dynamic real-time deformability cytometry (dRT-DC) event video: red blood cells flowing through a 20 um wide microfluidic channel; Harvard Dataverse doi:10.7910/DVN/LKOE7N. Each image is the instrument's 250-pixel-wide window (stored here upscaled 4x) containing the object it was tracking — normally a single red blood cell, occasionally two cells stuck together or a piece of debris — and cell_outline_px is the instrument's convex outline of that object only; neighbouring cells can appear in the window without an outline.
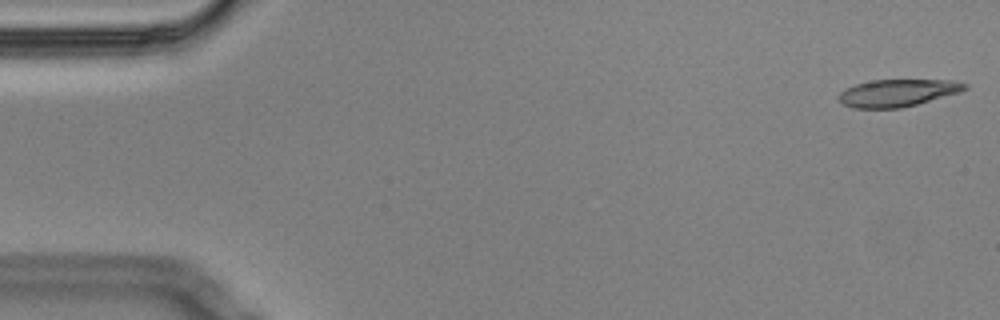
{"species": "Egyptian fruit bat (a non-hibernating species)", "species_latin": "Rousettus aegyptiacus", "temperature_condition": "cold", "stored_images_in_passage": 57, "segment_of_instrument_passage": [1, 2], "camera_frame_rate_fps": 3000, "um_per_image_px": 0.085, "animal": {"sex": "male"}, "frame": {"image": 1, "passage_image": 1, "time_ms": 0.0, "image_size_px": [1000, 320], "cell_outline_px": [[968, 88], [960, 92], [916, 104], [900, 108], [852, 108], [844, 104], [840, 100], [840, 92], [856, 84], [872, 80], [948, 80], [968, 84]], "centroid_in_image_um": [76.31, 7.89], "position_along_channel_um": 8.7, "area_um2": 19.71}}
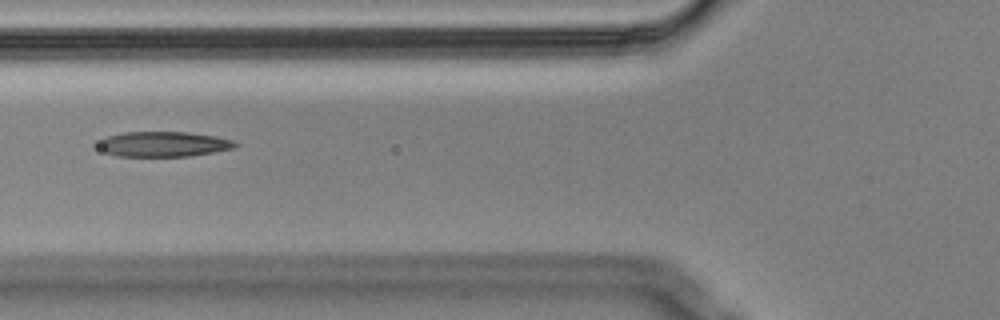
{"frame": {"image": 2, "passage_image": 21, "time_ms": 6.667, "image_size_px": [1000, 320], "cell_outline_px": [[240, 144], [232, 148], [212, 152], [188, 156], [116, 156], [104, 152], [96, 148], [92, 144], [108, 136], [124, 132], [188, 132], [216, 136], [232, 140]], "centroid_in_image_um": [13.8, 12.25], "position_along_channel_um": 112.0, "area_um2": 20.23}}
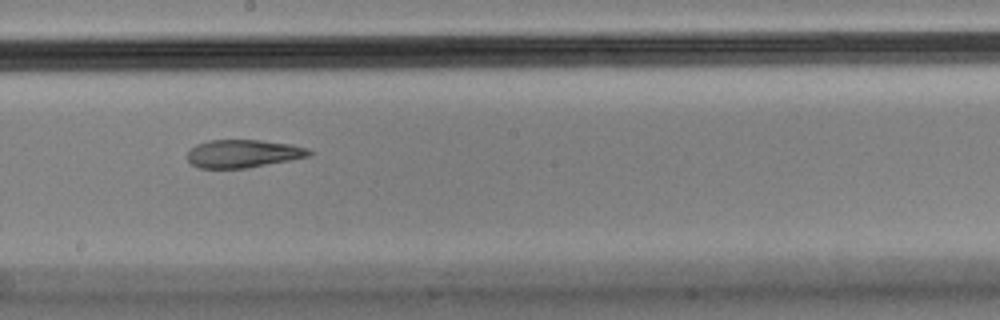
{"frame": {"image": 3, "passage_image": 31, "time_ms": 10.0, "image_size_px": [1000, 320], "cell_outline_px": [[312, 156], [248, 168], [200, 168], [192, 164], [188, 160], [188, 152], [196, 144], [208, 140], [260, 140], [292, 144], [308, 148], [312, 152]], "centroid_in_image_um": [20.71, 13.05], "position_along_channel_um": 227.5, "area_um2": 19.94}}